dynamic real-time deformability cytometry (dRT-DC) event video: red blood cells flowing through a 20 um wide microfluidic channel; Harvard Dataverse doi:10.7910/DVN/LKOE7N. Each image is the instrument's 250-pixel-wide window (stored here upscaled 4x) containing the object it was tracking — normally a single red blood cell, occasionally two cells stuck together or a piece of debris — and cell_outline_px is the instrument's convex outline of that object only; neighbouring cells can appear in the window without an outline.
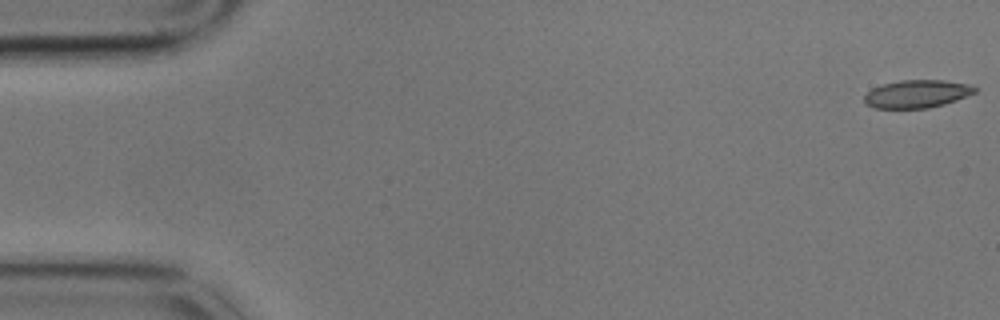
{"species": "common noctule bat (a hibernating species)", "species_latin": "Nyctalus noctula", "temperature_condition": "cold", "stored_images_in_passage": 58, "camera_frame_rate_fps": 3000, "um_per_image_px": 0.085, "animal": {"sex": "male", "body_mass_g": 17.9}, "frame": {"image": 1, "passage_image": 1, "time_ms": 0.0, "image_size_px": [1000, 320], "cell_outline_px": [[976, 92], [956, 100], [944, 104], [928, 108], [872, 108], [864, 100], [864, 96], [872, 88], [884, 84], [900, 80], [944, 80], [968, 84], [976, 88]], "centroid_in_image_um": [77.93, 7.98], "position_along_channel_um": 7.1, "area_um2": 17.8}}
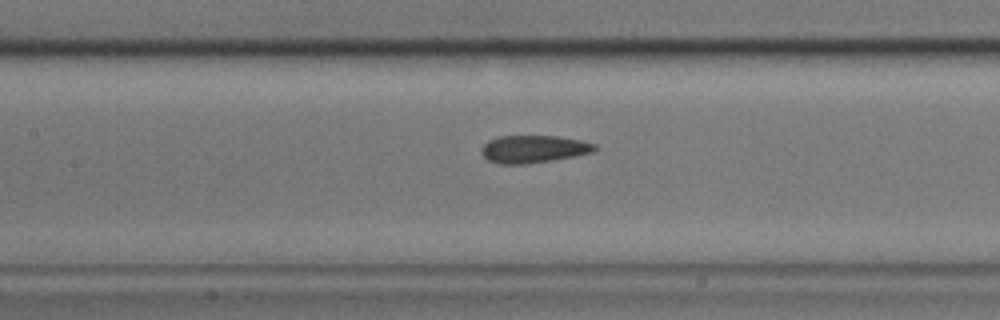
{"frame": {"image": 2, "passage_image": 26, "time_ms": 8.333, "image_size_px": [1000, 320], "cell_outline_px": [[596, 148], [592, 152], [576, 156], [528, 164], [500, 164], [488, 160], [480, 152], [480, 148], [488, 140], [500, 136], [556, 136], [580, 140], [596, 144]], "centroid_in_image_um": [45.32, 12.67], "position_along_channel_um": 162.1, "area_um2": 18.21}}
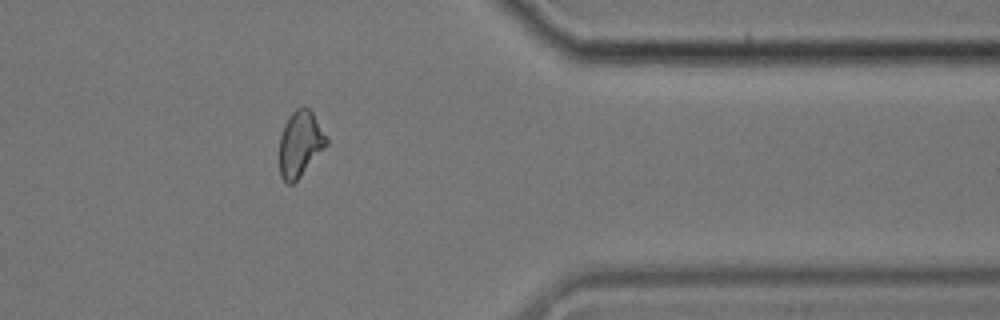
{"frame": {"image": 3, "passage_image": 47, "time_ms": 15.333, "image_size_px": [1000, 320], "cell_outline_px": [[328, 144], [300, 176], [292, 184], [288, 184], [280, 176], [280, 136], [284, 124], [288, 116], [296, 108], [308, 108], [312, 112], [328, 140]], "centroid_in_image_um": [25.5, 12.22], "position_along_channel_um": 385.9, "area_um2": 17.69}, "authors_computed_cell_mechanics": {"area_um2": 18.5538, "velocity_mm_per_s": 3.4339, "shape_relaxation_time_tau1_ms": 4.8508, "shape_relaxation_time_tau2_ms": 1.7899, "deformation_change_tau1": 0.1442, "deformation_change_tau2": 0.0744}}